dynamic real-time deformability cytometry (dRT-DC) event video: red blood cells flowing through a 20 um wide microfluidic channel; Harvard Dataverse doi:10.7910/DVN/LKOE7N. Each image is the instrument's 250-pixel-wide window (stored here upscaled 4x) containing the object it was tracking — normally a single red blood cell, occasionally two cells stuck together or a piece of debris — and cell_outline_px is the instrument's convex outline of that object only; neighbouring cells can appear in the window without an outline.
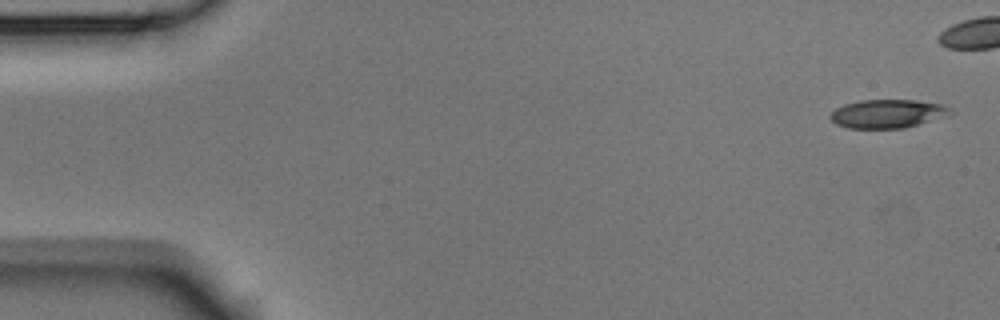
{"species": "Egyptian fruit bat (a non-hibernating species)", "species_latin": "Rousettus aegyptiacus", "temperature_condition": "room temperature", "stored_images_in_passage": 5, "camera_frame_rate_fps": 3000, "um_per_image_px": 0.085, "animal": {"sex": "male"}, "frame": {"image": 1, "passage_image": 1, "time_ms": 0.0, "image_size_px": [1000, 320], "cell_outline_px": [[952, 112], [904, 128], [848, 128], [836, 124], [828, 116], [836, 108], [844, 104], [860, 100], [916, 100], [940, 104], [952, 108]], "centroid_in_image_um": [75.35, 9.65], "position_along_channel_um": 9.6, "area_um2": 19.54}}